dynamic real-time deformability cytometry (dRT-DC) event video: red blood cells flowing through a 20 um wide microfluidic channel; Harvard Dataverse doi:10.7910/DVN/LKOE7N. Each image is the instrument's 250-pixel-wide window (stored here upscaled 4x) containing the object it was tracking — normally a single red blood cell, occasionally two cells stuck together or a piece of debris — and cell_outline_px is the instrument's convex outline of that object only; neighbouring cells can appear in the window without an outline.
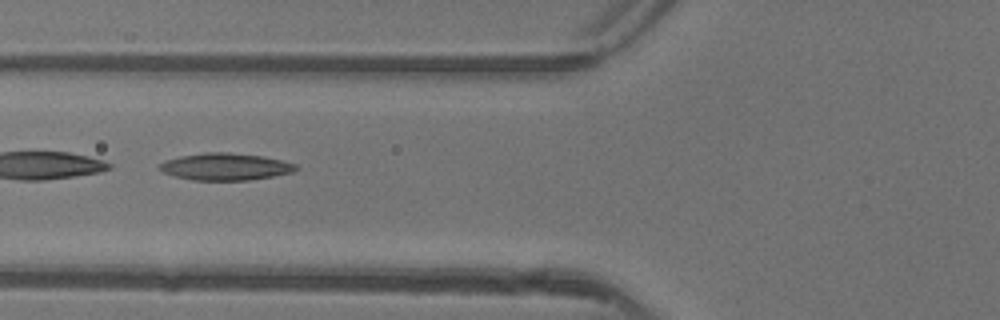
{"species": "common noctule bat (a hibernating species)", "species_latin": "Nyctalus noctula", "temperature_condition": "warm", "stored_images_in_passage": 39, "camera_frame_rate_fps": 3000, "um_per_image_px": 0.085, "animal": {"sex": "female"}, "frame": {"image": 1, "passage_image": 10, "time_ms": 3.0, "image_size_px": [1000, 320], "cell_outline_px": [[300, 168], [292, 172], [272, 176], [248, 180], [192, 180], [176, 176], [164, 172], [156, 168], [164, 160], [180, 156], [204, 152], [228, 152], [260, 156], [280, 160], [296, 164]], "centroid_in_image_um": [19.13, 14.16], "position_along_channel_um": 106.7, "area_um2": 21.39}}
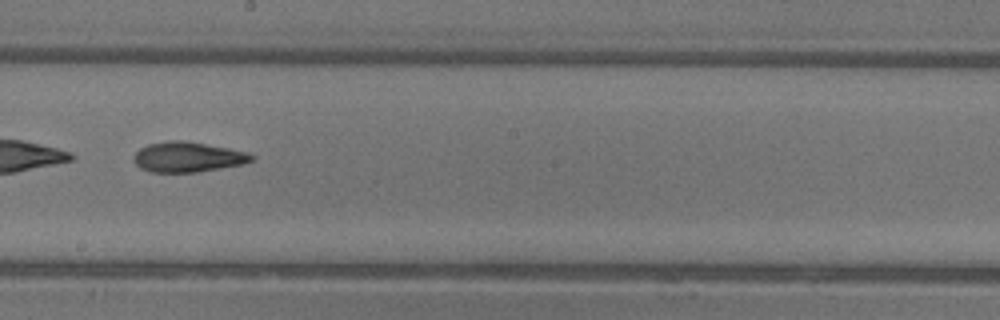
{"frame": {"image": 2, "passage_image": 19, "time_ms": 6.0, "image_size_px": [1000, 320], "cell_outline_px": [[256, 160], [244, 164], [196, 172], [152, 172], [140, 168], [132, 160], [136, 152], [140, 148], [148, 144], [168, 140], [184, 140], [228, 148], [248, 152], [256, 156]], "centroid_in_image_um": [15.99, 13.34], "position_along_channel_um": 232.2, "area_um2": 20.87}}
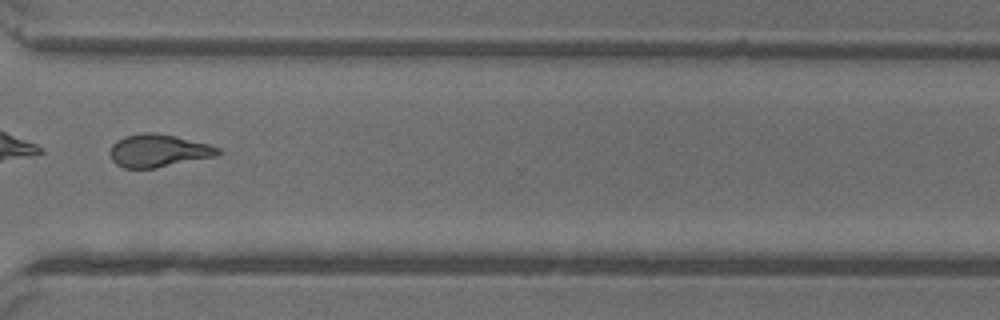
{"frame": {"image": 3, "passage_image": 28, "time_ms": 9.0, "image_size_px": [1000, 320], "cell_outline_px": [[220, 152], [212, 156], [156, 168], [124, 168], [116, 164], [112, 160], [112, 144], [116, 140], [124, 136], [144, 132], [156, 132], [176, 136], [208, 144], [220, 148]], "centroid_in_image_um": [13.42, 12.79], "position_along_channel_um": 357.2, "area_um2": 20.29}, "authors_computed_cell_mechanics": {"area_um2": 21.386, "velocity_mm_per_s": 4.1803, "shape_relaxation_time_tau1_ms": null, "shape_relaxation_time_tau2_ms": 8.9404, "deformation_change_tau1": null, "deformation_change_tau2": 0.2064}}